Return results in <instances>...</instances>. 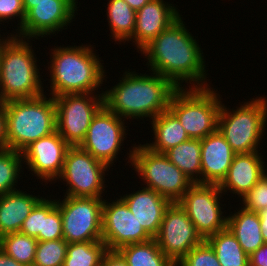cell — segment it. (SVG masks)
<instances>
[{
    "label": "cell",
    "mask_w": 267,
    "mask_h": 266,
    "mask_svg": "<svg viewBox=\"0 0 267 266\" xmlns=\"http://www.w3.org/2000/svg\"><path fill=\"white\" fill-rule=\"evenodd\" d=\"M183 20L181 15L139 54L147 59L149 71L166 77L177 88L210 87L203 49Z\"/></svg>",
    "instance_id": "1"
},
{
    "label": "cell",
    "mask_w": 267,
    "mask_h": 266,
    "mask_svg": "<svg viewBox=\"0 0 267 266\" xmlns=\"http://www.w3.org/2000/svg\"><path fill=\"white\" fill-rule=\"evenodd\" d=\"M125 70L119 82L104 91V105L126 120L151 121L167 111L173 93L178 89L169 79L150 71Z\"/></svg>",
    "instance_id": "2"
},
{
    "label": "cell",
    "mask_w": 267,
    "mask_h": 266,
    "mask_svg": "<svg viewBox=\"0 0 267 266\" xmlns=\"http://www.w3.org/2000/svg\"><path fill=\"white\" fill-rule=\"evenodd\" d=\"M53 48V49H52ZM48 61L50 96L64 94L104 93L101 86L107 81L103 60L94 51V46L60 45L52 47ZM105 80V81H104Z\"/></svg>",
    "instance_id": "3"
},
{
    "label": "cell",
    "mask_w": 267,
    "mask_h": 266,
    "mask_svg": "<svg viewBox=\"0 0 267 266\" xmlns=\"http://www.w3.org/2000/svg\"><path fill=\"white\" fill-rule=\"evenodd\" d=\"M0 45V102L30 99L43 95L38 59L31 39L20 38L6 32Z\"/></svg>",
    "instance_id": "4"
},
{
    "label": "cell",
    "mask_w": 267,
    "mask_h": 266,
    "mask_svg": "<svg viewBox=\"0 0 267 266\" xmlns=\"http://www.w3.org/2000/svg\"><path fill=\"white\" fill-rule=\"evenodd\" d=\"M3 104L7 148L22 153L34 141L56 131V108L53 96H47L45 93L35 98L14 99Z\"/></svg>",
    "instance_id": "5"
},
{
    "label": "cell",
    "mask_w": 267,
    "mask_h": 266,
    "mask_svg": "<svg viewBox=\"0 0 267 266\" xmlns=\"http://www.w3.org/2000/svg\"><path fill=\"white\" fill-rule=\"evenodd\" d=\"M266 98L264 95H258L242 104L239 102L240 107L237 106L236 109L234 107L231 109L229 106L227 108V105L222 103L218 130L236 154L263 149L261 144L267 130Z\"/></svg>",
    "instance_id": "6"
},
{
    "label": "cell",
    "mask_w": 267,
    "mask_h": 266,
    "mask_svg": "<svg viewBox=\"0 0 267 266\" xmlns=\"http://www.w3.org/2000/svg\"><path fill=\"white\" fill-rule=\"evenodd\" d=\"M131 148L126 160L144 182L141 186L154 190L171 203L179 202L193 184L188 177L164 153L153 152L139 142Z\"/></svg>",
    "instance_id": "7"
},
{
    "label": "cell",
    "mask_w": 267,
    "mask_h": 266,
    "mask_svg": "<svg viewBox=\"0 0 267 266\" xmlns=\"http://www.w3.org/2000/svg\"><path fill=\"white\" fill-rule=\"evenodd\" d=\"M216 88H178L169 110L178 118L189 138L204 139L218 130L222 95ZM218 92V93H217Z\"/></svg>",
    "instance_id": "8"
},
{
    "label": "cell",
    "mask_w": 267,
    "mask_h": 266,
    "mask_svg": "<svg viewBox=\"0 0 267 266\" xmlns=\"http://www.w3.org/2000/svg\"><path fill=\"white\" fill-rule=\"evenodd\" d=\"M109 170L105 163L94 158L89 152L79 146H71L57 180L58 184L62 180V184L68 186L64 190V196L102 198L105 196L103 193H107L105 177Z\"/></svg>",
    "instance_id": "9"
},
{
    "label": "cell",
    "mask_w": 267,
    "mask_h": 266,
    "mask_svg": "<svg viewBox=\"0 0 267 266\" xmlns=\"http://www.w3.org/2000/svg\"><path fill=\"white\" fill-rule=\"evenodd\" d=\"M62 199L57 198L56 205L61 212L63 239L67 243L102 241L104 197L62 196Z\"/></svg>",
    "instance_id": "10"
},
{
    "label": "cell",
    "mask_w": 267,
    "mask_h": 266,
    "mask_svg": "<svg viewBox=\"0 0 267 266\" xmlns=\"http://www.w3.org/2000/svg\"><path fill=\"white\" fill-rule=\"evenodd\" d=\"M56 131L70 146L84 140L92 118L104 105L103 93L64 94L53 97Z\"/></svg>",
    "instance_id": "11"
},
{
    "label": "cell",
    "mask_w": 267,
    "mask_h": 266,
    "mask_svg": "<svg viewBox=\"0 0 267 266\" xmlns=\"http://www.w3.org/2000/svg\"><path fill=\"white\" fill-rule=\"evenodd\" d=\"M223 195L217 184L193 183L178 202L204 240L227 228L228 216L223 209L226 204H221Z\"/></svg>",
    "instance_id": "12"
},
{
    "label": "cell",
    "mask_w": 267,
    "mask_h": 266,
    "mask_svg": "<svg viewBox=\"0 0 267 266\" xmlns=\"http://www.w3.org/2000/svg\"><path fill=\"white\" fill-rule=\"evenodd\" d=\"M125 121L103 105L92 118L79 147L111 168L118 160L119 152L124 150L123 143L128 131Z\"/></svg>",
    "instance_id": "13"
},
{
    "label": "cell",
    "mask_w": 267,
    "mask_h": 266,
    "mask_svg": "<svg viewBox=\"0 0 267 266\" xmlns=\"http://www.w3.org/2000/svg\"><path fill=\"white\" fill-rule=\"evenodd\" d=\"M162 253L175 265L187 253L204 241L188 217L185 209L178 203H170L164 213L160 230L155 237Z\"/></svg>",
    "instance_id": "14"
},
{
    "label": "cell",
    "mask_w": 267,
    "mask_h": 266,
    "mask_svg": "<svg viewBox=\"0 0 267 266\" xmlns=\"http://www.w3.org/2000/svg\"><path fill=\"white\" fill-rule=\"evenodd\" d=\"M77 6L78 0L32 3V8L26 13L22 27L14 35L32 41L56 35L67 29L76 19L75 15L78 14L80 7Z\"/></svg>",
    "instance_id": "15"
},
{
    "label": "cell",
    "mask_w": 267,
    "mask_h": 266,
    "mask_svg": "<svg viewBox=\"0 0 267 266\" xmlns=\"http://www.w3.org/2000/svg\"><path fill=\"white\" fill-rule=\"evenodd\" d=\"M111 202H110V201ZM109 201V202H108ZM152 239L119 198L104 199L102 208V241L108 251H117L122 246Z\"/></svg>",
    "instance_id": "16"
},
{
    "label": "cell",
    "mask_w": 267,
    "mask_h": 266,
    "mask_svg": "<svg viewBox=\"0 0 267 266\" xmlns=\"http://www.w3.org/2000/svg\"><path fill=\"white\" fill-rule=\"evenodd\" d=\"M71 146L57 132L30 144L23 152V164L36 179L45 184L56 183L61 175L65 156ZM27 165V166H26Z\"/></svg>",
    "instance_id": "17"
},
{
    "label": "cell",
    "mask_w": 267,
    "mask_h": 266,
    "mask_svg": "<svg viewBox=\"0 0 267 266\" xmlns=\"http://www.w3.org/2000/svg\"><path fill=\"white\" fill-rule=\"evenodd\" d=\"M169 3L150 0L136 12L135 30L127 43L131 41L138 53L181 16L180 10Z\"/></svg>",
    "instance_id": "18"
},
{
    "label": "cell",
    "mask_w": 267,
    "mask_h": 266,
    "mask_svg": "<svg viewBox=\"0 0 267 266\" xmlns=\"http://www.w3.org/2000/svg\"><path fill=\"white\" fill-rule=\"evenodd\" d=\"M260 151L235 154L227 176L221 182L220 190L238 195L241 200L267 173V165Z\"/></svg>",
    "instance_id": "19"
},
{
    "label": "cell",
    "mask_w": 267,
    "mask_h": 266,
    "mask_svg": "<svg viewBox=\"0 0 267 266\" xmlns=\"http://www.w3.org/2000/svg\"><path fill=\"white\" fill-rule=\"evenodd\" d=\"M128 206L134 217L142 225L144 230L155 238L160 230L161 222L170 205V201L154 190L139 187V190L119 196Z\"/></svg>",
    "instance_id": "20"
},
{
    "label": "cell",
    "mask_w": 267,
    "mask_h": 266,
    "mask_svg": "<svg viewBox=\"0 0 267 266\" xmlns=\"http://www.w3.org/2000/svg\"><path fill=\"white\" fill-rule=\"evenodd\" d=\"M235 154L219 130L201 139L202 184L220 185Z\"/></svg>",
    "instance_id": "21"
},
{
    "label": "cell",
    "mask_w": 267,
    "mask_h": 266,
    "mask_svg": "<svg viewBox=\"0 0 267 266\" xmlns=\"http://www.w3.org/2000/svg\"><path fill=\"white\" fill-rule=\"evenodd\" d=\"M18 190L0 196V237L19 232L24 220L44 198Z\"/></svg>",
    "instance_id": "22"
},
{
    "label": "cell",
    "mask_w": 267,
    "mask_h": 266,
    "mask_svg": "<svg viewBox=\"0 0 267 266\" xmlns=\"http://www.w3.org/2000/svg\"><path fill=\"white\" fill-rule=\"evenodd\" d=\"M236 210L227 215V227L249 256L265 243L261 233V221L258 213L247 210L241 205Z\"/></svg>",
    "instance_id": "23"
},
{
    "label": "cell",
    "mask_w": 267,
    "mask_h": 266,
    "mask_svg": "<svg viewBox=\"0 0 267 266\" xmlns=\"http://www.w3.org/2000/svg\"><path fill=\"white\" fill-rule=\"evenodd\" d=\"M150 124L154 141L144 145L153 152L165 153L190 139L178 118L169 109L152 119Z\"/></svg>",
    "instance_id": "24"
},
{
    "label": "cell",
    "mask_w": 267,
    "mask_h": 266,
    "mask_svg": "<svg viewBox=\"0 0 267 266\" xmlns=\"http://www.w3.org/2000/svg\"><path fill=\"white\" fill-rule=\"evenodd\" d=\"M192 183H202L201 139H189L164 153Z\"/></svg>",
    "instance_id": "25"
},
{
    "label": "cell",
    "mask_w": 267,
    "mask_h": 266,
    "mask_svg": "<svg viewBox=\"0 0 267 266\" xmlns=\"http://www.w3.org/2000/svg\"><path fill=\"white\" fill-rule=\"evenodd\" d=\"M106 5L110 37L119 45L123 42L125 44L134 33L136 11L124 0H108Z\"/></svg>",
    "instance_id": "26"
},
{
    "label": "cell",
    "mask_w": 267,
    "mask_h": 266,
    "mask_svg": "<svg viewBox=\"0 0 267 266\" xmlns=\"http://www.w3.org/2000/svg\"><path fill=\"white\" fill-rule=\"evenodd\" d=\"M117 252L127 266H176L162 253L155 238L122 246Z\"/></svg>",
    "instance_id": "27"
},
{
    "label": "cell",
    "mask_w": 267,
    "mask_h": 266,
    "mask_svg": "<svg viewBox=\"0 0 267 266\" xmlns=\"http://www.w3.org/2000/svg\"><path fill=\"white\" fill-rule=\"evenodd\" d=\"M206 241L214 249L221 266H249V256L228 227L209 236Z\"/></svg>",
    "instance_id": "28"
},
{
    "label": "cell",
    "mask_w": 267,
    "mask_h": 266,
    "mask_svg": "<svg viewBox=\"0 0 267 266\" xmlns=\"http://www.w3.org/2000/svg\"><path fill=\"white\" fill-rule=\"evenodd\" d=\"M107 251L103 241L68 243L63 266H100Z\"/></svg>",
    "instance_id": "29"
},
{
    "label": "cell",
    "mask_w": 267,
    "mask_h": 266,
    "mask_svg": "<svg viewBox=\"0 0 267 266\" xmlns=\"http://www.w3.org/2000/svg\"><path fill=\"white\" fill-rule=\"evenodd\" d=\"M38 241L20 232L0 237V248L24 266H33Z\"/></svg>",
    "instance_id": "30"
},
{
    "label": "cell",
    "mask_w": 267,
    "mask_h": 266,
    "mask_svg": "<svg viewBox=\"0 0 267 266\" xmlns=\"http://www.w3.org/2000/svg\"><path fill=\"white\" fill-rule=\"evenodd\" d=\"M23 154L6 148L0 150V196L18 190V180L22 179ZM17 187V188H16Z\"/></svg>",
    "instance_id": "31"
},
{
    "label": "cell",
    "mask_w": 267,
    "mask_h": 266,
    "mask_svg": "<svg viewBox=\"0 0 267 266\" xmlns=\"http://www.w3.org/2000/svg\"><path fill=\"white\" fill-rule=\"evenodd\" d=\"M68 243L63 239L38 241L33 266H63Z\"/></svg>",
    "instance_id": "32"
},
{
    "label": "cell",
    "mask_w": 267,
    "mask_h": 266,
    "mask_svg": "<svg viewBox=\"0 0 267 266\" xmlns=\"http://www.w3.org/2000/svg\"><path fill=\"white\" fill-rule=\"evenodd\" d=\"M50 197V199H49ZM46 198V217H44L43 233L36 237L37 241H50L63 238L62 217L51 195Z\"/></svg>",
    "instance_id": "33"
},
{
    "label": "cell",
    "mask_w": 267,
    "mask_h": 266,
    "mask_svg": "<svg viewBox=\"0 0 267 266\" xmlns=\"http://www.w3.org/2000/svg\"><path fill=\"white\" fill-rule=\"evenodd\" d=\"M176 266H221L210 244L204 240L193 247Z\"/></svg>",
    "instance_id": "34"
},
{
    "label": "cell",
    "mask_w": 267,
    "mask_h": 266,
    "mask_svg": "<svg viewBox=\"0 0 267 266\" xmlns=\"http://www.w3.org/2000/svg\"><path fill=\"white\" fill-rule=\"evenodd\" d=\"M239 202L247 210L256 213L267 208V173Z\"/></svg>",
    "instance_id": "35"
},
{
    "label": "cell",
    "mask_w": 267,
    "mask_h": 266,
    "mask_svg": "<svg viewBox=\"0 0 267 266\" xmlns=\"http://www.w3.org/2000/svg\"><path fill=\"white\" fill-rule=\"evenodd\" d=\"M44 217H46V198L44 197L24 220L20 233L36 238L43 233Z\"/></svg>",
    "instance_id": "36"
},
{
    "label": "cell",
    "mask_w": 267,
    "mask_h": 266,
    "mask_svg": "<svg viewBox=\"0 0 267 266\" xmlns=\"http://www.w3.org/2000/svg\"><path fill=\"white\" fill-rule=\"evenodd\" d=\"M25 15L23 0H0V24L4 25L7 20V24H9V21L15 22L16 19L18 22L17 29L12 30L11 35H14L15 31L17 32L22 27Z\"/></svg>",
    "instance_id": "37"
},
{
    "label": "cell",
    "mask_w": 267,
    "mask_h": 266,
    "mask_svg": "<svg viewBox=\"0 0 267 266\" xmlns=\"http://www.w3.org/2000/svg\"><path fill=\"white\" fill-rule=\"evenodd\" d=\"M249 266H267V243L249 255Z\"/></svg>",
    "instance_id": "38"
},
{
    "label": "cell",
    "mask_w": 267,
    "mask_h": 266,
    "mask_svg": "<svg viewBox=\"0 0 267 266\" xmlns=\"http://www.w3.org/2000/svg\"><path fill=\"white\" fill-rule=\"evenodd\" d=\"M100 266H127V264L117 251H107Z\"/></svg>",
    "instance_id": "39"
},
{
    "label": "cell",
    "mask_w": 267,
    "mask_h": 266,
    "mask_svg": "<svg viewBox=\"0 0 267 266\" xmlns=\"http://www.w3.org/2000/svg\"><path fill=\"white\" fill-rule=\"evenodd\" d=\"M7 148L6 117L4 104L0 102V150Z\"/></svg>",
    "instance_id": "40"
},
{
    "label": "cell",
    "mask_w": 267,
    "mask_h": 266,
    "mask_svg": "<svg viewBox=\"0 0 267 266\" xmlns=\"http://www.w3.org/2000/svg\"><path fill=\"white\" fill-rule=\"evenodd\" d=\"M0 266H24L23 264L17 262L14 258L7 255L1 248H0Z\"/></svg>",
    "instance_id": "41"
},
{
    "label": "cell",
    "mask_w": 267,
    "mask_h": 266,
    "mask_svg": "<svg viewBox=\"0 0 267 266\" xmlns=\"http://www.w3.org/2000/svg\"><path fill=\"white\" fill-rule=\"evenodd\" d=\"M261 221V233L265 243H267V208L261 210L259 213Z\"/></svg>",
    "instance_id": "42"
},
{
    "label": "cell",
    "mask_w": 267,
    "mask_h": 266,
    "mask_svg": "<svg viewBox=\"0 0 267 266\" xmlns=\"http://www.w3.org/2000/svg\"><path fill=\"white\" fill-rule=\"evenodd\" d=\"M126 1L129 6L134 10H140L145 4H147L150 0H124Z\"/></svg>",
    "instance_id": "43"
},
{
    "label": "cell",
    "mask_w": 267,
    "mask_h": 266,
    "mask_svg": "<svg viewBox=\"0 0 267 266\" xmlns=\"http://www.w3.org/2000/svg\"><path fill=\"white\" fill-rule=\"evenodd\" d=\"M54 2V0H23V8L27 13L32 8V3Z\"/></svg>",
    "instance_id": "44"
},
{
    "label": "cell",
    "mask_w": 267,
    "mask_h": 266,
    "mask_svg": "<svg viewBox=\"0 0 267 266\" xmlns=\"http://www.w3.org/2000/svg\"><path fill=\"white\" fill-rule=\"evenodd\" d=\"M1 31V30H0ZM4 35V37L3 36H1V33H0V45L2 44V42L7 38V36H5V35H7L6 33L5 34H3Z\"/></svg>",
    "instance_id": "45"
}]
</instances>
